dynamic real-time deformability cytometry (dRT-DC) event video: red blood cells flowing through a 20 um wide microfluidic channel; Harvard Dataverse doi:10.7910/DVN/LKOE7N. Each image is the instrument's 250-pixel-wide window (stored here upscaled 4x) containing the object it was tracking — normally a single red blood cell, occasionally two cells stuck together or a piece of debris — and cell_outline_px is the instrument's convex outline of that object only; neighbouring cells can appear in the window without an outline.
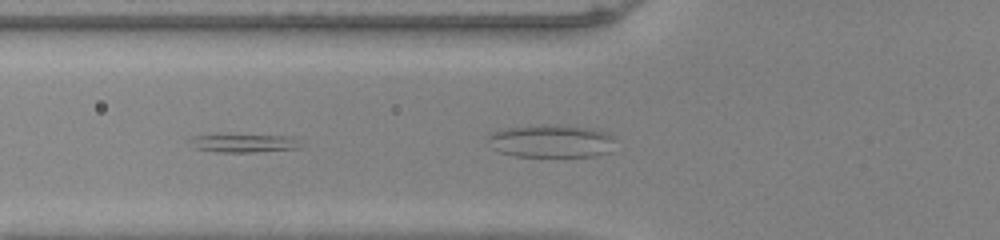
{"species": "common noctule bat (a hibernating species)", "species_latin": "Nyctalus noctula", "temperature_condition": "warm", "stored_images_in_passage": 38, "camera_frame_rate_fps": 3000, "um_per_image_px": 0.085, "animal": {"sex": "male", "body_mass_g": 20.0, "forearm_length_mm": 53.3}, "frame": {"image": 1, "passage_image": 6, "time_ms": 1.667, "image_size_px": [1000, 240], "cell_outline_px": [[300, 148], [256, 152], [220, 152], [196, 148], [196, 136], [216, 132], [220, 132], [284, 136], [300, 140]], "centroid_in_image_um": [20.8, 12.12], "position_along_channel_um": 105.0, "area_um2": 12.14}}
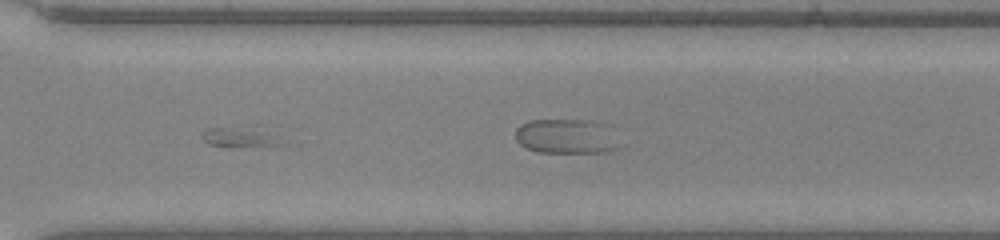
{"frame": {"image": 2, "passage_image": 25, "time_ms": 8.0, "image_size_px": [1000, 240], "cell_outline_px": [[292, 144], [208, 144], [200, 136], [200, 132], [208, 128], [264, 124], [268, 124]], "centroid_in_image_um": [20.7, 11.5], "position_along_channel_um": 349.9, "area_um2": 10.17}}